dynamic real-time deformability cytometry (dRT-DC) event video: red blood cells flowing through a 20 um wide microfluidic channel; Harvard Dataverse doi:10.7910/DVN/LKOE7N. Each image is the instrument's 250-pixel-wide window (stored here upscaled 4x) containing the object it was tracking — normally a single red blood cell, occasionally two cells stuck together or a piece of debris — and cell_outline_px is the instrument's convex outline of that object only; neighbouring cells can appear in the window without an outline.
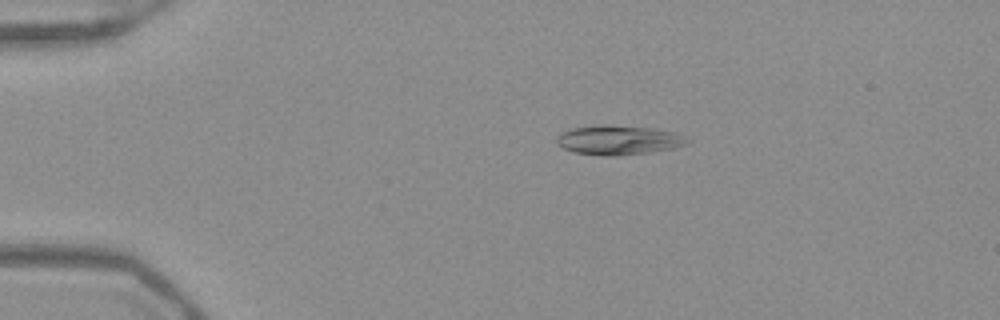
{"species": "Egyptian fruit bat (a non-hibernating species)", "species_latin": "Rousettus aegyptiacus", "temperature_condition": "warm", "stored_images_in_passage": 52, "camera_frame_rate_fps": 3000, "um_per_image_px": 0.085, "frame": {"image": 1, "passage_image": 11, "time_ms": 3.333, "image_size_px": [1000, 320], "cell_outline_px": [[688, 144], [676, 148], [620, 156], [604, 156], [576, 152], [564, 148], [556, 144], [556, 136], [560, 132], [572, 128], [604, 124], [648, 128], [672, 132], [688, 140]], "centroid_in_image_um": [52.51, 11.91], "position_along_channel_um": 32.5, "area_um2": 22.2}}
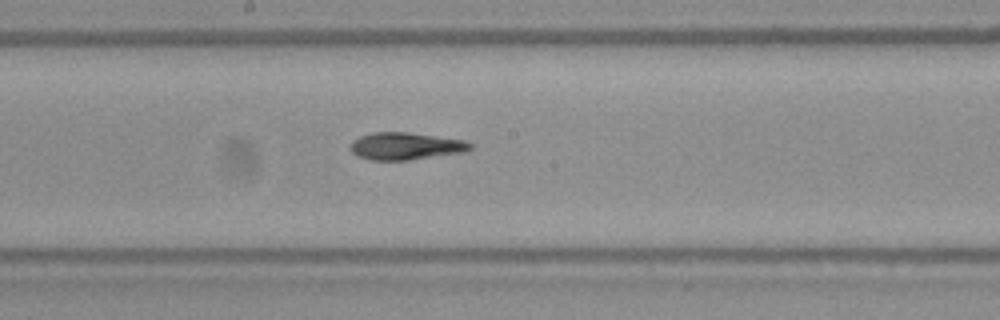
{"frame": {"image": 2, "passage_image": 29, "time_ms": 9.333, "image_size_px": [1000, 320], "cell_outline_px": [[472, 148], [468, 152], [408, 160], [368, 160], [356, 156], [348, 148], [352, 140], [360, 136], [372, 132], [408, 132], [464, 140], [472, 144]], "centroid_in_image_um": [34.45, 12.42], "position_along_channel_um": 213.7, "area_um2": 19.36}}
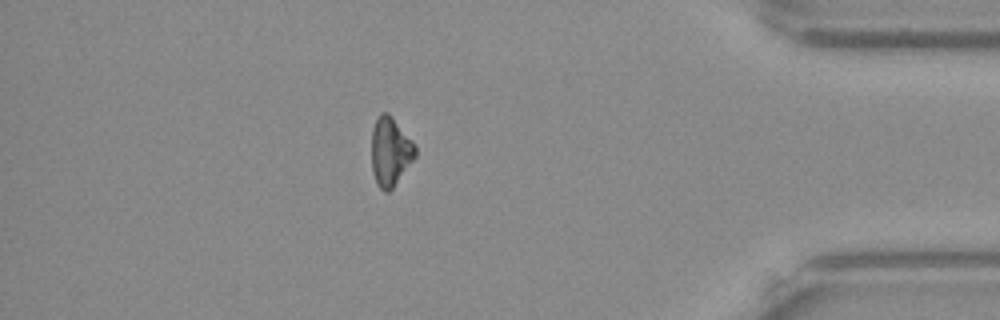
{"frame": {"image": 3, "passage_image": 46, "time_ms": 15.0, "image_size_px": [1000, 320], "cell_outline_px": [[416, 156], [392, 188], [388, 192], [384, 192], [376, 184], [372, 172], [372, 128], [380, 112], [388, 112], [392, 116], [412, 140], [416, 148]], "centroid_in_image_um": [33.16, 12.87], "position_along_channel_um": 402.0, "area_um2": 17.51}, "authors_computed_cell_mechanics": {"area_um2": 19.5653, "velocity_mm_per_s": 3.9483, "shape_relaxation_time_tau1_ms": 6.4518, "shape_relaxation_time_tau2_ms": 3.6229, "deformation_change_tau1": 0.188, "deformation_change_tau2": 0.0916}}